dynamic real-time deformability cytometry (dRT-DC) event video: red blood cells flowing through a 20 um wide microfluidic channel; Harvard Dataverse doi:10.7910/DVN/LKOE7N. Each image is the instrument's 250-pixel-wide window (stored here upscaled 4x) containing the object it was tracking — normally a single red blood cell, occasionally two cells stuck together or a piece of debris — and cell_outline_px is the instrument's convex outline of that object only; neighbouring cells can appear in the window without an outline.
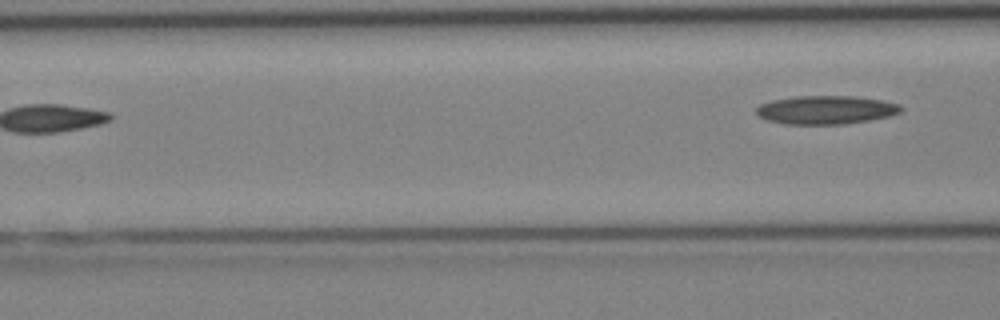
{"species": "Egyptian fruit bat (a non-hibernating species)", "species_latin": "Rousettus aegyptiacus", "temperature_condition": "cold", "stored_images_in_passage": 5, "camera_frame_rate_fps": 3000, "um_per_image_px": 0.085, "animal": {"sex": "female"}, "frame": {"image": 1, "passage_image": 5, "time_ms": 5.667, "image_size_px": [1000, 320], "cell_outline_px": [[904, 108], [900, 112], [888, 116], [868, 120], [844, 124], [784, 124], [768, 120], [760, 116], [756, 112], [756, 108], [760, 104], [772, 100], [792, 96], [856, 96], [880, 100], [900, 104]], "centroid_in_image_um": [70.2, 9.33], "position_along_channel_um": 96.4, "area_um2": 23.99}}